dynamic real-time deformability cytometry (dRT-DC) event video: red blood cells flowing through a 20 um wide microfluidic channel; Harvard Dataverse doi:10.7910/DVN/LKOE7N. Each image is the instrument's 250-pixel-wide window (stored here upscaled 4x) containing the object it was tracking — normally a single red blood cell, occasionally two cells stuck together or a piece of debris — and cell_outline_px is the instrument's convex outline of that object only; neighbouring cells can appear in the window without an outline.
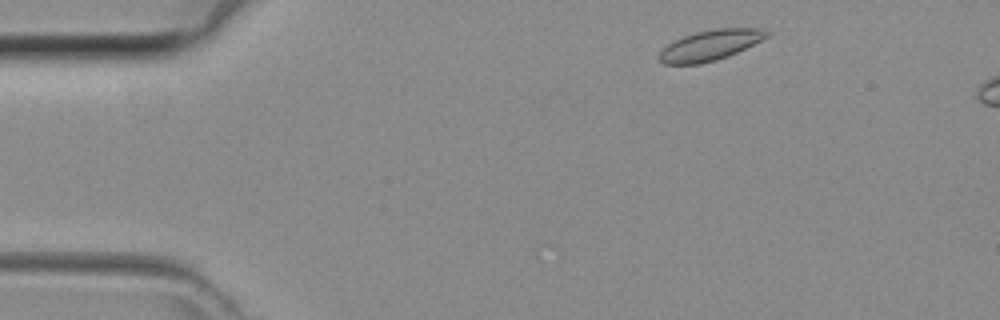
{"species": "common noctule bat (a hibernating species)", "species_latin": "Nyctalus noctula", "temperature_condition": "room temperature", "stored_images_in_passage": 7, "camera_frame_rate_fps": 3000, "um_per_image_px": 0.085, "animal": {"sex": "female", "body_mass_g": 29.2, "forearm_length_mm": 56.3}, "frame": {"image": 1, "passage_image": 3, "time_ms": 0.667, "image_size_px": [1000, 320], "cell_outline_px": [[772, 32], [768, 36], [728, 56], [716, 60], [700, 64], [664, 64], [656, 56], [668, 44], [684, 36], [696, 32], [716, 28], [764, 28]], "centroid_in_image_um": [60.37, 3.84], "position_along_channel_um": 24.6, "area_um2": 18.9}}